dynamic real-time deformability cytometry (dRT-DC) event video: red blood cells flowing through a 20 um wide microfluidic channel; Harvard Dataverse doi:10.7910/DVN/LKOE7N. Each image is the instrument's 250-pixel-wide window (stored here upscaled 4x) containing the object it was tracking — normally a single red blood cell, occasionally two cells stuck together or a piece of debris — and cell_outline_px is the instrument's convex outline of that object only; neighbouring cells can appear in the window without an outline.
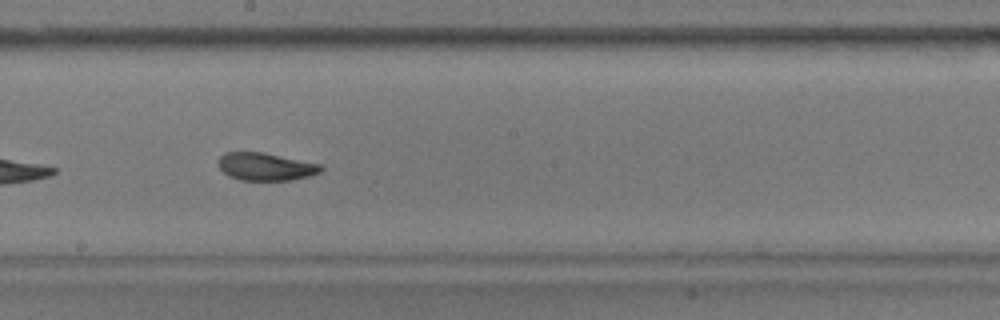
{"species": "common noctule bat (a hibernating species)", "species_latin": "Nyctalus noctula", "temperature_condition": "warm", "stored_images_in_passage": 35, "camera_frame_rate_fps": 3000, "um_per_image_px": 0.085, "animal": {"sex": "male", "body_mass_g": 17.9}, "frame": {"image": 1, "passage_image": 16, "time_ms": 5.0, "image_size_px": [1000, 320], "cell_outline_px": [[324, 168], [320, 172], [308, 176], [292, 180], [240, 180], [228, 176], [220, 168], [216, 160], [224, 152], [264, 152], [320, 164]], "centroid_in_image_um": [22.55, 14.16], "position_along_channel_um": 225.7, "area_um2": 16.65}}
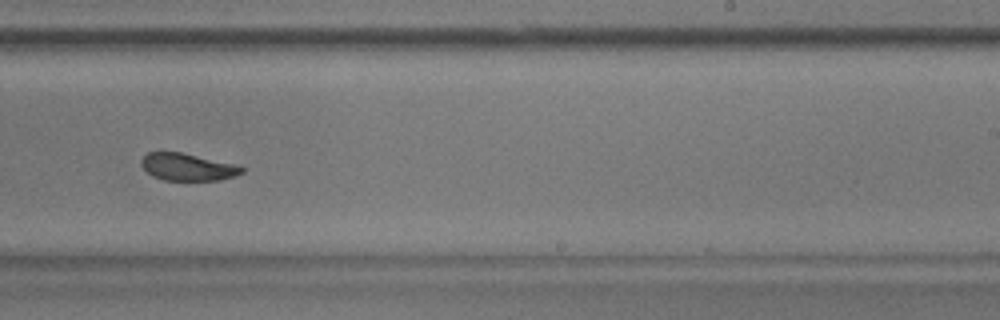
{"frame": {"image": 2, "passage_image": 20, "time_ms": 6.333, "image_size_px": [1000, 320], "cell_outline_px": [[244, 172], [236, 176], [220, 180], [164, 180], [152, 176], [140, 164], [140, 160], [148, 152], [180, 152], [232, 164], [244, 168]], "centroid_in_image_um": [15.92, 14.2], "position_along_channel_um": 273.1, "area_um2": 15.72}, "authors_computed_cell_mechanics": {"area_um2": 16.9354, "velocity_mm_per_s": 3.5683, "shape_relaxation_time_tau1_ms": 5.9956, "shape_relaxation_time_tau2_ms": 2.6563, "deformation_change_tau1": 0.1552, "deformation_change_tau2": 0.0688}}